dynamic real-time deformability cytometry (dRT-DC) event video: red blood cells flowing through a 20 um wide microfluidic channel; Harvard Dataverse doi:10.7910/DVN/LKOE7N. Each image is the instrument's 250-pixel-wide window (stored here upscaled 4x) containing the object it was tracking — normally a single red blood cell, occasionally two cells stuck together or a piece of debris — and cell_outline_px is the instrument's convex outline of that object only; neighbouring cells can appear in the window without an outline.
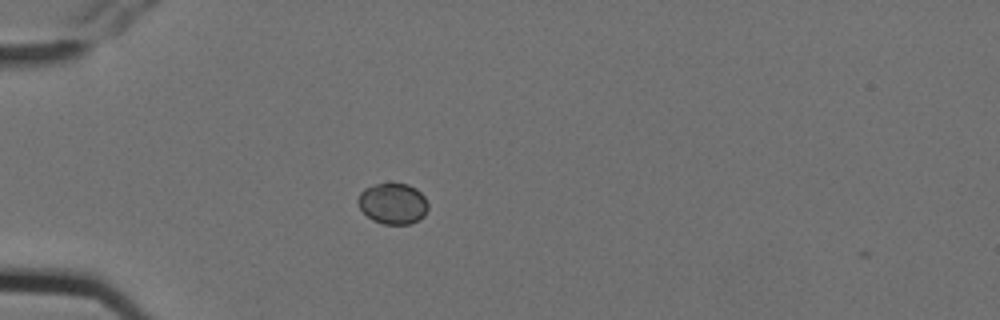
{"species": "Egyptian fruit bat (a non-hibernating species)", "species_latin": "Rousettus aegyptiacus", "temperature_condition": "cold", "stored_images_in_passage": 5, "camera_frame_rate_fps": 3000, "um_per_image_px": 0.085, "animal": {"sex": "female"}, "frame": {"image": 1, "passage_image": 4, "time_ms": 1.0, "image_size_px": [1000, 320], "cell_outline_px": [[428, 208], [424, 216], [408, 224], [384, 224], [372, 220], [360, 208], [356, 200], [360, 192], [364, 188], [376, 184], [408, 184], [416, 188], [424, 196], [428, 204]], "centroid_in_image_um": [33.38, 17.3], "position_along_channel_um": 51.6, "area_um2": 16.65}}